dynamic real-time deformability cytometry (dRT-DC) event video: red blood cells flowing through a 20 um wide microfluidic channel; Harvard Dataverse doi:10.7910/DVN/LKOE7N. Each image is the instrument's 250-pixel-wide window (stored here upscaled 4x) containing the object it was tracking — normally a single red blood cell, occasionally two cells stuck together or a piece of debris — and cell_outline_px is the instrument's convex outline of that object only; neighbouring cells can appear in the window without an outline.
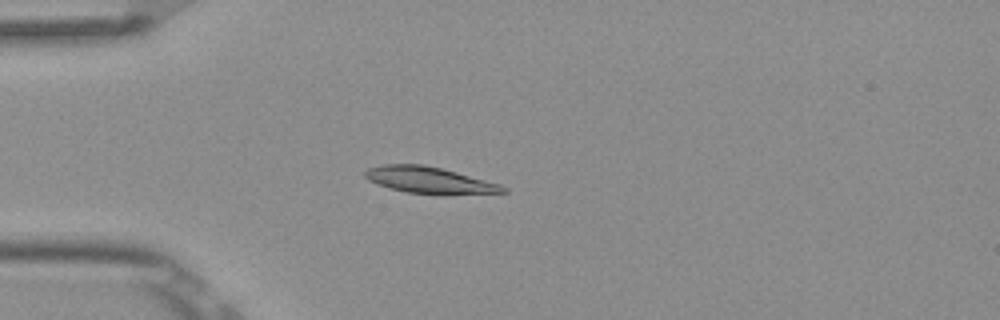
{"species": "Egyptian fruit bat (a non-hibernating species)", "species_latin": "Rousettus aegyptiacus", "temperature_condition": "room temperature", "stored_images_in_passage": 5, "camera_frame_rate_fps": 3000, "um_per_image_px": 0.085, "frame": {"image": 1, "passage_image": 4, "time_ms": 1.0, "image_size_px": [1000, 320], "cell_outline_px": [[508, 192], [444, 196], [408, 192], [388, 188], [376, 184], [368, 180], [364, 176], [364, 172], [368, 168], [384, 164], [424, 164], [456, 172], [500, 184], [508, 188]], "centroid_in_image_um": [36.52, 15.34], "position_along_channel_um": 48.5, "area_um2": 21.73}}